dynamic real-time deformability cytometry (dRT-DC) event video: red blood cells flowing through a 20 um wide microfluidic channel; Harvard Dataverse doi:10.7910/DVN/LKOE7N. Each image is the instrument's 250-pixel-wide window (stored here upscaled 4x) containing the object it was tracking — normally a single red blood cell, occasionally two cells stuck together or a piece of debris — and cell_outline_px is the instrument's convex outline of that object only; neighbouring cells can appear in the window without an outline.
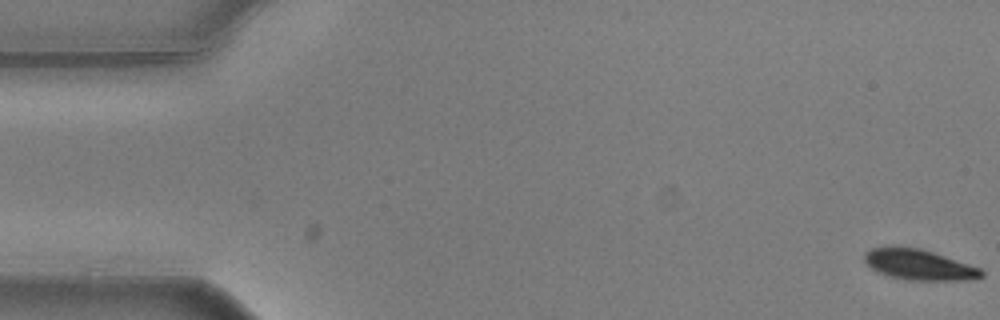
{"species": "common noctule bat (a hibernating species)", "species_latin": "Nyctalus noctula", "temperature_condition": "warm", "stored_images_in_passage": 56, "camera_frame_rate_fps": 3000, "um_per_image_px": 0.085, "animal": {"sex": "male", "body_mass_g": 20.5, "forearm_length_mm": 52.5}, "frame": {"image": 1, "passage_image": 1, "time_ms": 0.0, "image_size_px": [1000, 320], "cell_outline_px": [[984, 276], [976, 280], [908, 280], [888, 276], [872, 268], [864, 260], [864, 252], [872, 248], [888, 244], [896, 244], [920, 248], [980, 268], [984, 272]], "centroid_in_image_um": [78.08, 22.47], "position_along_channel_um": 6.9, "area_um2": 21.21}}
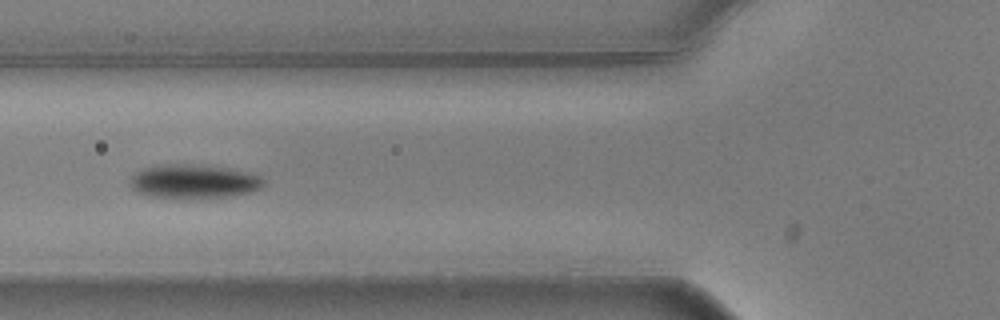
{"frame": {"image": 2, "passage_image": 21, "time_ms": 6.667, "image_size_px": [1000, 320], "cell_outline_px": [[264, 184], [260, 188], [252, 192], [228, 196], [148, 196], [136, 192], [128, 184], [128, 180], [140, 168], [164, 164], [204, 164], [252, 172], [260, 176], [264, 180]], "centroid_in_image_um": [16.46, 15.37], "position_along_channel_um": 109.3, "area_um2": 26.24}}
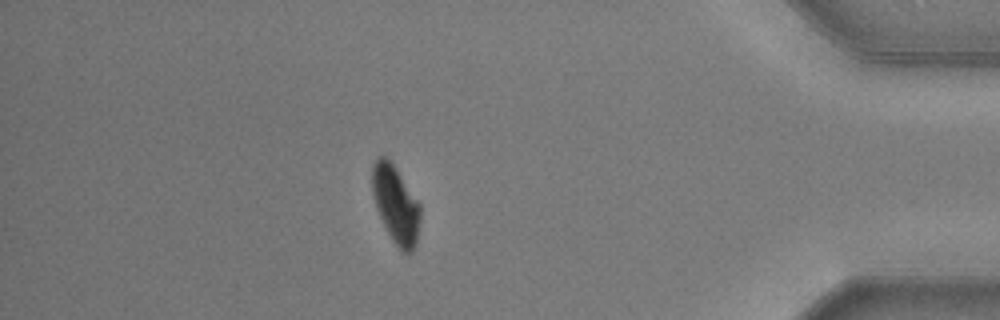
{"frame": {"image": 3, "passage_image": 49, "time_ms": 16.0, "image_size_px": [1000, 320], "cell_outline_px": [[420, 220], [416, 244], [412, 252], [408, 256], [400, 252], [392, 240], [376, 208], [372, 196], [372, 164], [376, 156], [384, 156], [392, 160], [420, 204]], "centroid_in_image_um": [33.63, 17.37], "position_along_channel_um": 401.6, "area_um2": 22.25}, "authors_computed_cell_mechanics": {"area_um2": 24.2182, "velocity_mm_per_s": 3.6083, "shape_relaxation_time_tau1_ms": 2.2743, "shape_relaxation_time_tau2_ms": null, "deformation_change_tau1": 0.1468, "deformation_change_tau2": null}}